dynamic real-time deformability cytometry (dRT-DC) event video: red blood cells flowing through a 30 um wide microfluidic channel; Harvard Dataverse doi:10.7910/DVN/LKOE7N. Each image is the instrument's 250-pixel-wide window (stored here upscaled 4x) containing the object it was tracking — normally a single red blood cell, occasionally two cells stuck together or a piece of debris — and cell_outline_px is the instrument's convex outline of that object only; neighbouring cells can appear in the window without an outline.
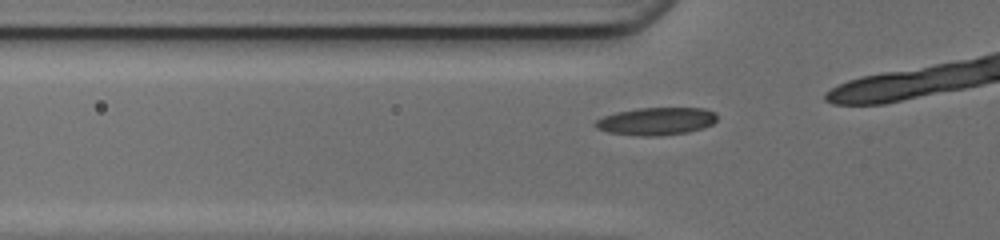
{"species": "common noctule bat (a hibernating species)", "species_latin": "Nyctalus noctula", "temperature_condition": "cold", "stored_images_in_passage": 27, "camera_frame_rate_fps": 3000, "um_per_image_px": 0.085, "animal": {"sex": "female", "body_mass_g": 17.0, "forearm_length_mm": 48.0}, "frame": {"image": 1, "passage_image": 5, "time_ms": 1.333, "image_size_px": [1000, 240], "cell_outline_px": [[716, 120], [712, 124], [704, 128], [688, 132], [656, 136], [640, 136], [608, 132], [596, 128], [596, 120], [604, 116], [616, 112], [640, 108], [704, 108], [716, 112]], "centroid_in_image_um": [55.81, 10.3], "position_along_channel_um": 70.0, "area_um2": 19.54}}
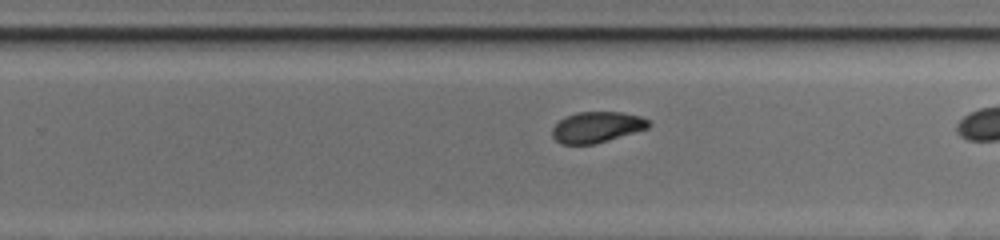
{"frame": {"image": 2, "passage_image": 20, "time_ms": 6.333, "image_size_px": [1000, 240], "cell_outline_px": [[652, 124], [648, 128], [596, 144], [560, 144], [552, 136], [552, 128], [560, 120], [576, 112], [620, 112], [640, 116], [648, 120]], "centroid_in_image_um": [50.73, 10.81], "position_along_channel_um": 279.1, "area_um2": 17.28}}
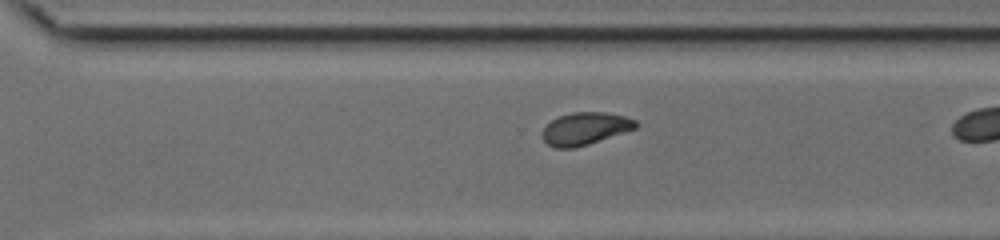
{"frame": {"image": 3, "passage_image": 23, "time_ms": 7.333, "image_size_px": [1000, 240], "cell_outline_px": [[636, 128], [588, 144], [572, 148], [556, 148], [548, 144], [544, 140], [544, 128], [552, 120], [560, 116], [572, 112], [604, 112], [624, 116], [636, 120]], "centroid_in_image_um": [49.74, 10.92], "position_along_channel_um": 320.9, "area_um2": 17.22}}